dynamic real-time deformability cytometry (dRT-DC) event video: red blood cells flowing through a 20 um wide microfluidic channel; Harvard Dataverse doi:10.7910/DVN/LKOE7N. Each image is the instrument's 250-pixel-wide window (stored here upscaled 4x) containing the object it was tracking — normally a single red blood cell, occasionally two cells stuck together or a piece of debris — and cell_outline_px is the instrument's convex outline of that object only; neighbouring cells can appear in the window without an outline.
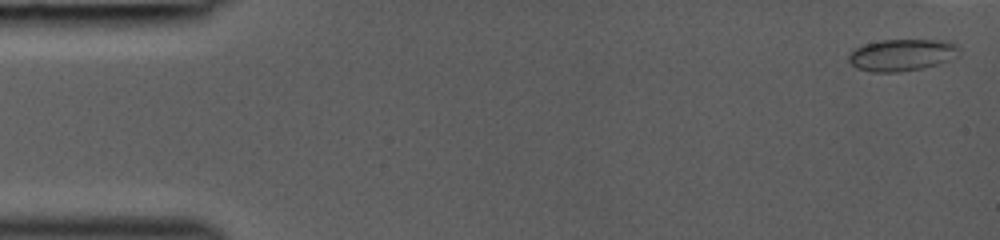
{"species": "common noctule bat (a hibernating species)", "species_latin": "Nyctalus noctula", "temperature_condition": "room temperature", "stored_images_in_passage": 38, "camera_frame_rate_fps": 3000, "um_per_image_px": 0.085, "animal": {"sex": "female", "body_mass_g": 19.0, "forearm_length_mm": 53.3}, "frame": {"image": 1, "passage_image": 1, "time_ms": 0.0, "image_size_px": [1000, 240], "cell_outline_px": [[960, 56], [924, 68], [900, 72], [872, 72], [856, 68], [848, 60], [848, 52], [864, 44], [880, 40], [948, 40], [956, 44], [960, 48]], "centroid_in_image_um": [76.68, 4.67], "position_along_channel_um": 8.3, "area_um2": 20.81}}
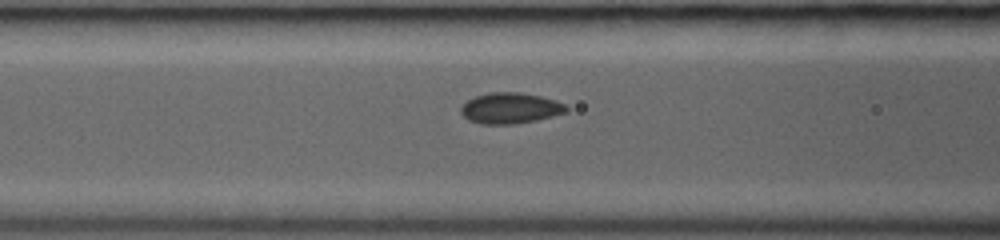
{"frame": {"image": 2, "passage_image": 18, "time_ms": 5.667, "image_size_px": [1000, 240], "cell_outline_px": [[568, 112], [536, 120], [516, 124], [480, 124], [468, 120], [460, 112], [460, 108], [468, 100], [476, 96], [488, 92], [520, 92], [540, 96], [556, 100], [564, 104], [568, 108]], "centroid_in_image_um": [43.37, 9.19], "position_along_channel_um": 123.2, "area_um2": 19.02}}
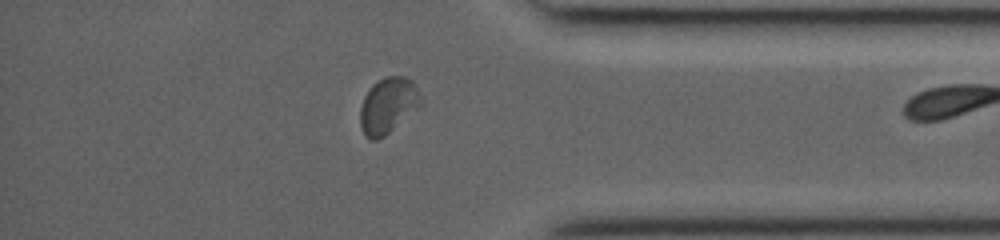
{"frame": {"image": 3, "passage_image": 37, "time_ms": 12.0, "image_size_px": [1000, 240], "cell_outline_px": [[424, 104], [420, 108], [384, 136], [376, 140], [372, 140], [364, 136], [360, 124], [360, 108], [364, 96], [372, 84], [384, 76], [404, 76], [412, 80], [416, 84]], "centroid_in_image_um": [33.01, 8.96], "position_along_channel_um": 402.2, "area_um2": 20.17}}